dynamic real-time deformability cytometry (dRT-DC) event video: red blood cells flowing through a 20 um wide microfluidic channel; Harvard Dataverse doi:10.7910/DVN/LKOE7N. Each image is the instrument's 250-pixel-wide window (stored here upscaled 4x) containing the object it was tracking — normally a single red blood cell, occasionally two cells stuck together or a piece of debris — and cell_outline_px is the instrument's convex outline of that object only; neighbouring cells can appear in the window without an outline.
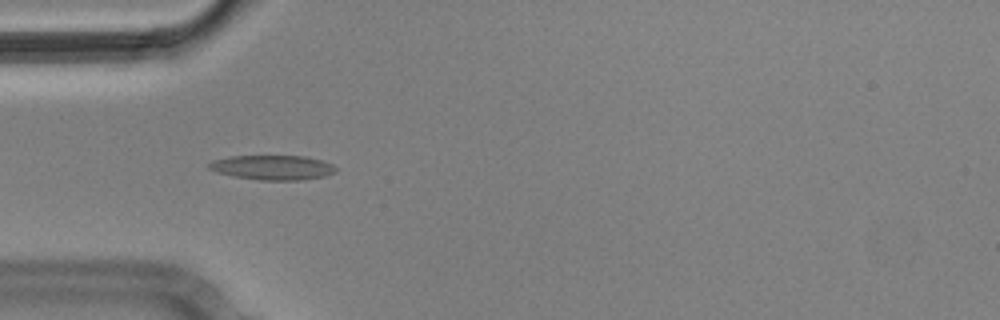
{"species": "Egyptian fruit bat (a non-hibernating species)", "species_latin": "Rousettus aegyptiacus", "temperature_condition": "cold", "stored_images_in_passage": 12, "segment_of_instrument_passage": [2, 2], "camera_frame_rate_fps": 3000, "um_per_image_px": 0.085, "animal": {"sex": "male"}, "frame": {"image": 1, "passage_image": 4, "time_ms": 1.0, "image_size_px": [1000, 320], "cell_outline_px": [[336, 172], [328, 176], [300, 180], [260, 180], [232, 176], [216, 172], [208, 168], [208, 164], [212, 160], [232, 156], [304, 156], [320, 160], [332, 164], [336, 168]], "centroid_in_image_um": [23.17, 14.24], "position_along_channel_um": 61.8, "area_um2": 18.26}}
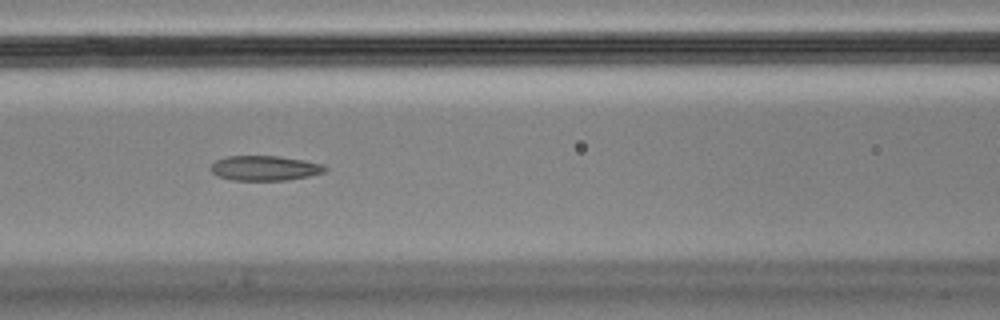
{"frame": {"image": 2, "passage_image": 6, "time_ms": 1.667, "image_size_px": [1000, 320], "cell_outline_px": [[328, 168], [324, 172], [308, 176], [288, 180], [232, 180], [216, 176], [212, 172], [212, 164], [216, 160], [228, 156], [280, 156], [304, 160], [324, 164]], "centroid_in_image_um": [22.53, 14.29], "position_along_channel_um": 144.1, "area_um2": 16.59}}
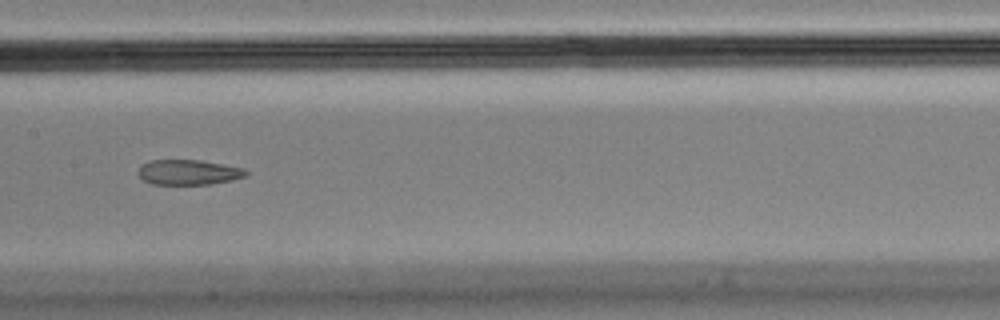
{"frame": {"image": 3, "passage_image": 7, "time_ms": 2.0, "image_size_px": [1000, 320], "cell_outline_px": [[248, 172], [244, 176], [232, 180], [208, 184], [152, 184], [144, 180], [136, 172], [140, 164], [148, 160], [200, 160], [244, 168]], "centroid_in_image_um": [15.96, 14.63], "position_along_channel_um": 191.4, "area_um2": 15.78}}